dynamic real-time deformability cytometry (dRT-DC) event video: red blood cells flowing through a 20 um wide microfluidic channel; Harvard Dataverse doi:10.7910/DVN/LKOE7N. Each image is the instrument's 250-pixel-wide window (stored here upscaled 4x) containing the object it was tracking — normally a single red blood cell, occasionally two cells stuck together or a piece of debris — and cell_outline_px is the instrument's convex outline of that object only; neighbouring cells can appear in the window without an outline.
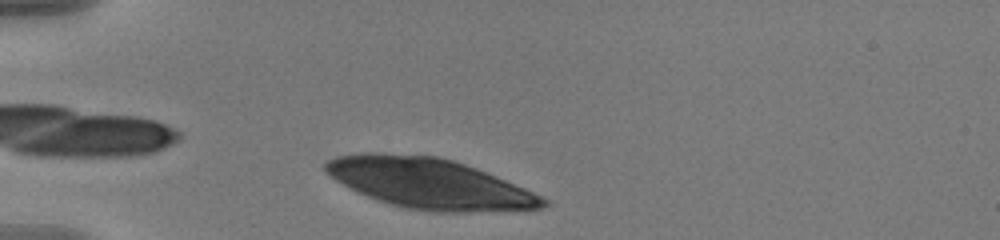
{"species": "human", "species_latin": "Homo sapiens", "temperature_condition": "warm", "stored_images_in_passage": 2, "camera_frame_rate_fps": 3000, "um_per_image_px": 0.085, "donor": {"sex": "male"}, "frame": {"image": 1, "passage_image": 1, "time_ms": 0.0, "image_size_px": [1000, 240], "cell_outline_px": [[552, 204], [544, 208], [528, 212], [428, 212], [404, 208], [388, 204], [376, 200], [356, 192], [348, 188], [324, 172], [324, 164], [328, 160], [336, 156], [368, 152], [376, 152], [436, 156], [452, 160], [476, 168], [544, 196], [552, 200]], "centroid_in_image_um": [36.59, 15.64], "position_along_channel_um": 48.4, "area_um2": 65.08}}